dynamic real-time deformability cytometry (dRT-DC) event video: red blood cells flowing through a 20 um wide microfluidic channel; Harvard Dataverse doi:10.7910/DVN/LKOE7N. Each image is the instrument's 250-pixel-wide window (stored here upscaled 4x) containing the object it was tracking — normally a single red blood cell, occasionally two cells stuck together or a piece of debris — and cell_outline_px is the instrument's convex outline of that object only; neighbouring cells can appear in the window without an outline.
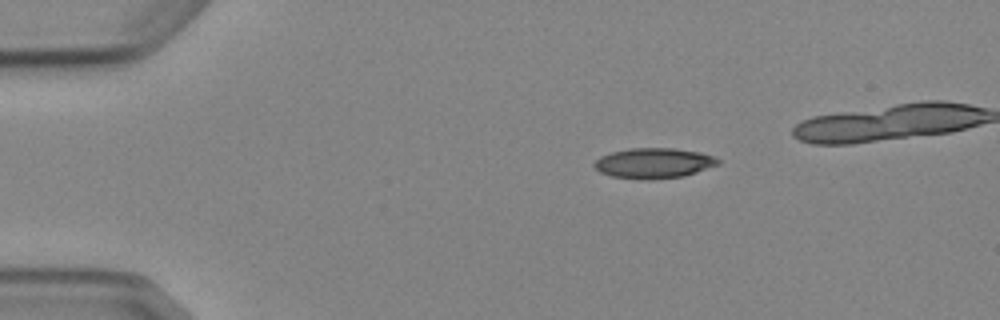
{"species": "Egyptian fruit bat (a non-hibernating species)", "species_latin": "Rousettus aegyptiacus", "temperature_condition": "cold", "stored_images_in_passage": 6, "camera_frame_rate_fps": 3000, "um_per_image_px": 0.085, "animal": {"sex": "female"}, "frame": {"image": 1, "passage_image": 1, "time_ms": 0.0, "image_size_px": [1000, 320], "cell_outline_px": [[720, 164], [684, 176], [648, 180], [640, 180], [612, 176], [600, 172], [592, 164], [600, 156], [612, 152], [628, 148], [676, 148], [700, 152], [716, 156], [720, 160]], "centroid_in_image_um": [55.59, 13.86], "position_along_channel_um": 29.4, "area_um2": 22.08}}
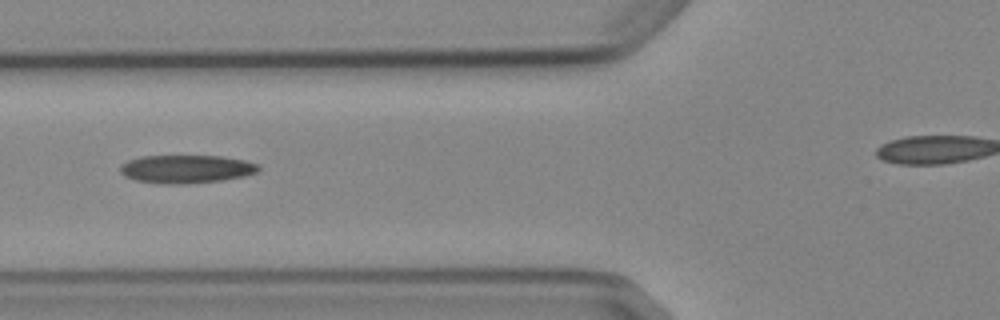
{"frame": {"image": 2, "passage_image": 4, "time_ms": 3.667, "image_size_px": [1000, 320], "cell_outline_px": [[260, 168], [256, 172], [244, 176], [224, 180], [184, 184], [164, 184], [136, 180], [124, 176], [120, 172], [120, 164], [128, 160], [140, 156], [220, 156], [244, 160], [260, 164]], "centroid_in_image_um": [15.82, 14.37], "position_along_channel_um": 110.0, "area_um2": 22.83}}